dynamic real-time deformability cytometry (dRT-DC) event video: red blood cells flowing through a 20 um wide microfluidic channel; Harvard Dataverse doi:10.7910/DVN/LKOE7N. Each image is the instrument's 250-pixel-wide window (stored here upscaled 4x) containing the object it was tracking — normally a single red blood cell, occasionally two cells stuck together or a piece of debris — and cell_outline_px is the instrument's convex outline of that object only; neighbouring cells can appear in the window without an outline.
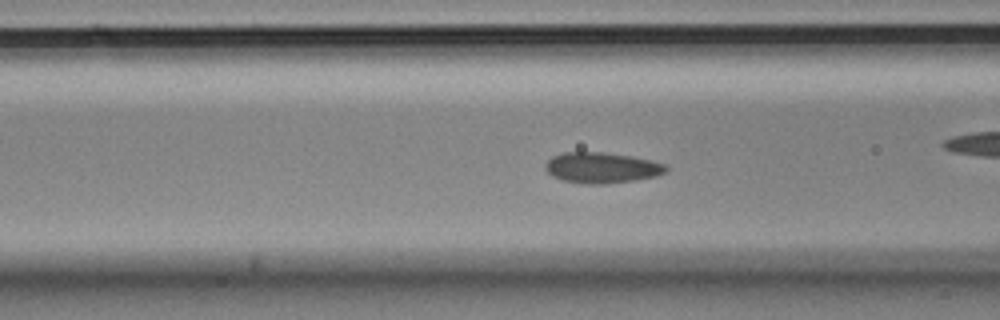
{"species": "Egyptian fruit bat (a non-hibernating species)", "species_latin": "Rousettus aegyptiacus", "temperature_condition": "cold", "stored_images_in_passage": 52, "camera_frame_rate_fps": 3000, "um_per_image_px": 0.085, "animal": {"sex": "male"}, "frame": {"image": 1, "passage_image": 16, "time_ms": 5.0, "image_size_px": [1000, 320], "cell_outline_px": [[668, 168], [664, 172], [656, 176], [636, 180], [604, 184], [584, 184], [564, 180], [552, 176], [544, 168], [544, 164], [552, 156], [564, 152], [604, 152], [632, 156], [652, 160], [664, 164]], "centroid_in_image_um": [51.13, 14.25], "position_along_channel_um": 115.5, "area_um2": 21.68}}
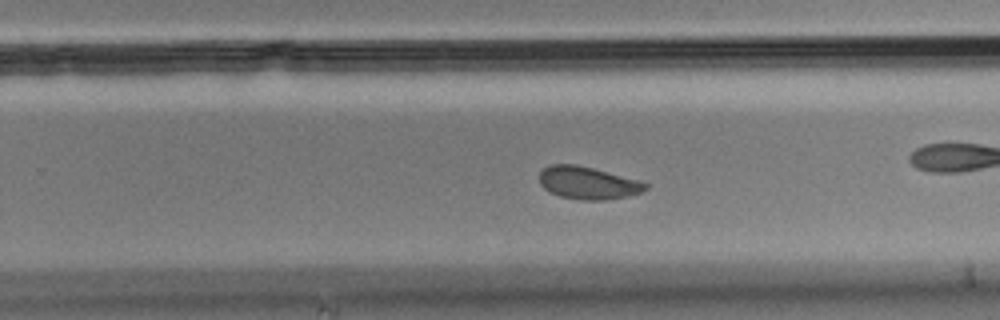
{"frame": {"image": 2, "passage_image": 30, "time_ms": 9.667, "image_size_px": [1000, 320], "cell_outline_px": [[648, 188], [640, 192], [628, 196], [604, 200], [580, 200], [560, 196], [548, 192], [540, 184], [540, 172], [544, 168], [552, 164], [576, 164], [592, 168], [636, 180], [648, 184]], "centroid_in_image_um": [49.93, 15.56], "position_along_channel_um": 279.9, "area_um2": 19.88}}
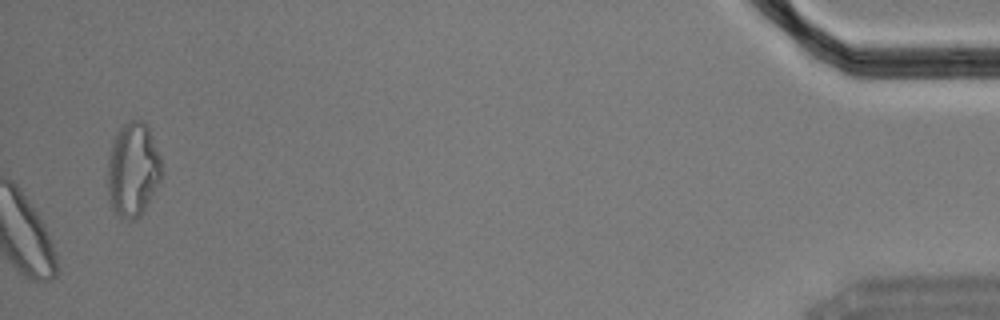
{"frame": {"image": 3, "passage_image": 52, "time_ms": 17.0, "image_size_px": [1000, 320], "cell_outline_px": [[164, 172], [160, 180], [140, 216], [132, 220], [128, 220], [120, 216], [112, 208], [108, 192], [108, 164], [112, 144], [116, 132], [128, 120], [140, 120], [148, 124], [160, 156]], "centroid_in_image_um": [11.32, 14.38], "position_along_channel_um": 423.9, "area_um2": 29.59}, "authors_computed_cell_mechanics": {"area_um2": 21.2704, "velocity_mm_per_s": 3.525, "shape_relaxation_time_tau1_ms": 4.9862, "shape_relaxation_time_tau2_ms": 2.8838, "deformation_change_tau1": 0.0914, "deformation_change_tau2": 0.0484}}